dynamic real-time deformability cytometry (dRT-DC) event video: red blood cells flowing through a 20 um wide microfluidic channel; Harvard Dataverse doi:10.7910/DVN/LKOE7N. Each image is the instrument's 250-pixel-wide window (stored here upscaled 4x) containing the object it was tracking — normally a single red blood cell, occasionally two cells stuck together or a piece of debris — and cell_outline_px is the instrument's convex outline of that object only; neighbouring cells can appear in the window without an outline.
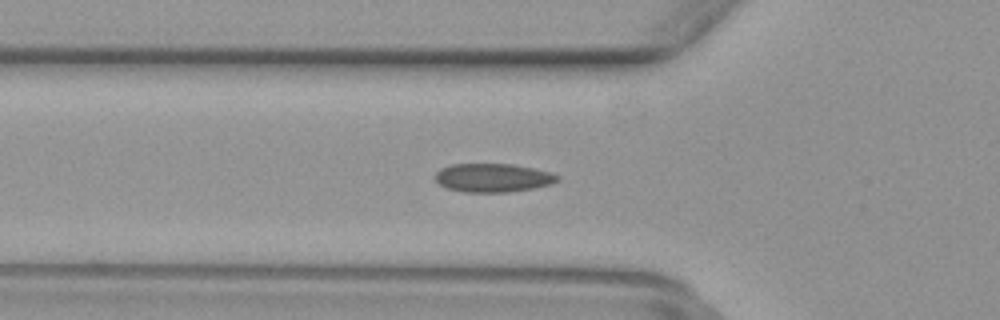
{"species": "common noctule bat (a hibernating species)", "species_latin": "Nyctalus noctula", "temperature_condition": "warm", "stored_images_in_passage": 45, "camera_frame_rate_fps": 3000, "um_per_image_px": 0.085, "animal": {"sex": "female", "body_mass_g": 29.2, "forearm_length_mm": 56.3}, "frame": {"image": 1, "passage_image": 12, "time_ms": 3.667, "image_size_px": [1000, 320], "cell_outline_px": [[560, 180], [552, 184], [532, 188], [508, 192], [464, 192], [448, 188], [440, 184], [436, 180], [436, 172], [440, 168], [452, 164], [512, 164], [552, 172], [560, 176]], "centroid_in_image_um": [41.93, 15.11], "position_along_channel_um": 83.9, "area_um2": 20.35}}
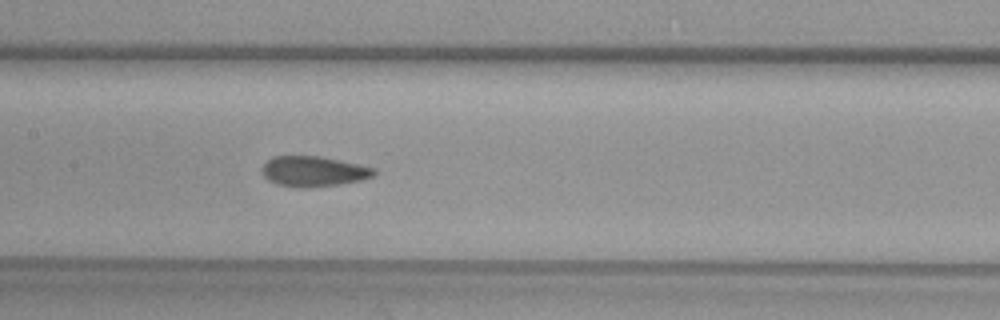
{"frame": {"image": 2, "passage_image": 19, "time_ms": 6.0, "image_size_px": [1000, 320], "cell_outline_px": [[376, 172], [372, 176], [360, 180], [340, 184], [312, 188], [292, 188], [276, 184], [268, 180], [264, 176], [260, 168], [272, 156], [320, 156], [360, 164], [376, 168]], "centroid_in_image_um": [26.62, 14.58], "position_along_channel_um": 180.8, "area_um2": 20.11}}
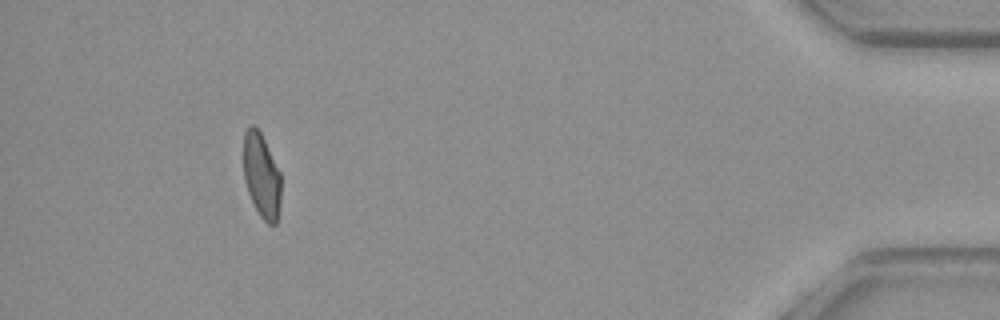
{"frame": {"image": 3, "passage_image": 41, "time_ms": 13.333, "image_size_px": [1000, 320], "cell_outline_px": [[280, 200], [276, 224], [268, 224], [260, 216], [248, 192], [244, 180], [244, 132], [248, 124], [256, 124], [280, 172]], "centroid_in_image_um": [22.21, 14.88], "position_along_channel_um": 413.0, "area_um2": 18.32}}